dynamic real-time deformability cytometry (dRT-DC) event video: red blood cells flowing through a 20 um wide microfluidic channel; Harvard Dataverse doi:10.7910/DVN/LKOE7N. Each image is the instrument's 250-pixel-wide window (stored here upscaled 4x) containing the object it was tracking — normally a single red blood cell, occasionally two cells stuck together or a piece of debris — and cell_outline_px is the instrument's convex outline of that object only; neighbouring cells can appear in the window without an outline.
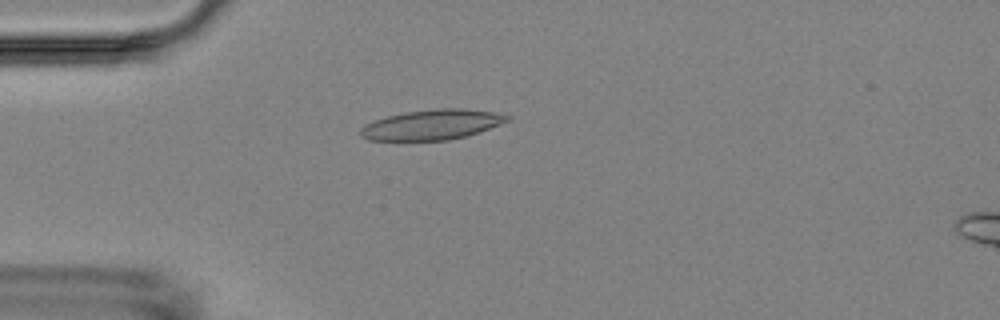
{"species": "Egyptian fruit bat (a non-hibernating species)", "species_latin": "Rousettus aegyptiacus", "temperature_condition": "room temperature", "stored_images_in_passage": 1, "camera_frame_rate_fps": 3000, "um_per_image_px": 0.085, "animal": {"sex": "female"}, "frame": {"image": 1, "passage_image": 1, "time_ms": 0.0, "image_size_px": [1000, 320], "cell_outline_px": [[512, 120], [480, 132], [448, 140], [368, 140], [360, 136], [360, 128], [364, 124], [372, 120], [404, 112], [436, 108], [464, 108], [496, 112], [512, 116]], "centroid_in_image_um": [36.74, 10.58], "position_along_channel_um": 48.3, "area_um2": 26.07}}